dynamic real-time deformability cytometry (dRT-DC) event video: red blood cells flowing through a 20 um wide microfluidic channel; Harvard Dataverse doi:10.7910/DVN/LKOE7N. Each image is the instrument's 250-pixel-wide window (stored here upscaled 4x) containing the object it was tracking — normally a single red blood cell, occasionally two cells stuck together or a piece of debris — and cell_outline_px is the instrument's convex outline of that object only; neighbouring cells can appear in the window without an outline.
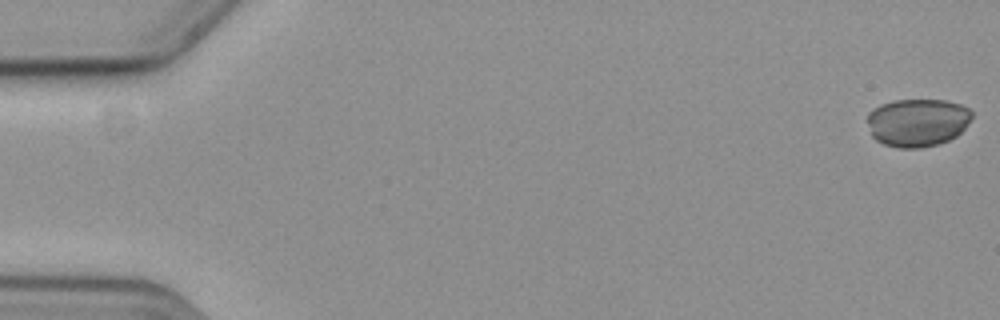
{"species": "common noctule bat (a hibernating species)", "species_latin": "Nyctalus noctula", "temperature_condition": "cold", "stored_images_in_passage": 12, "camera_frame_rate_fps": 3000, "um_per_image_px": 0.085, "animal": {"sex": "female", "body_mass_g": 19.3, "forearm_length_mm": 54.1}, "frame": {"image": 1, "passage_image": 1, "time_ms": 0.0, "image_size_px": [1000, 320], "cell_outline_px": [[972, 116], [964, 128], [956, 136], [940, 144], [920, 148], [900, 148], [884, 144], [876, 140], [872, 136], [868, 120], [868, 112], [872, 108], [880, 104], [896, 100], [944, 100], [960, 104], [968, 108], [972, 112]], "centroid_in_image_um": [77.98, 10.41], "position_along_channel_um": 7.0, "area_um2": 29.25}}